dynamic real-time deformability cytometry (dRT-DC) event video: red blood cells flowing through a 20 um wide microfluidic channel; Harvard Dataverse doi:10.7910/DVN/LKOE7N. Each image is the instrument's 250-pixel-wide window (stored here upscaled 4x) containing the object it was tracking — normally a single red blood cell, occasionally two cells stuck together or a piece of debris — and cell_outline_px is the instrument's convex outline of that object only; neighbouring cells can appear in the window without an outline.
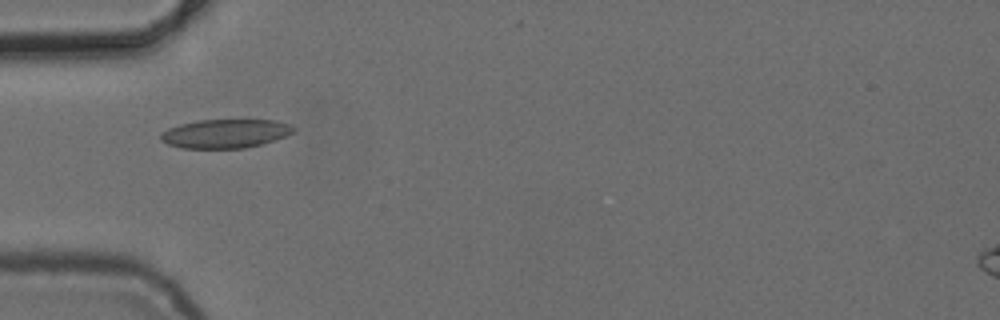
{"species": "common noctule bat (a hibernating species)", "species_latin": "Nyctalus noctula", "temperature_condition": "cold", "stored_images_in_passage": 7, "camera_frame_rate_fps": 3000, "um_per_image_px": 0.085, "animal": {"sex": "female", "body_mass_g": 24.6, "forearm_length_mm": 56.2}, "frame": {"image": 1, "passage_image": 4, "time_ms": 4.667, "image_size_px": [1000, 320], "cell_outline_px": [[296, 132], [276, 140], [244, 148], [180, 148], [168, 144], [160, 140], [160, 132], [168, 128], [180, 124], [196, 120], [276, 120], [292, 124], [296, 128]], "centroid_in_image_um": [19.17, 11.35], "position_along_channel_um": 65.8, "area_um2": 22.6}}
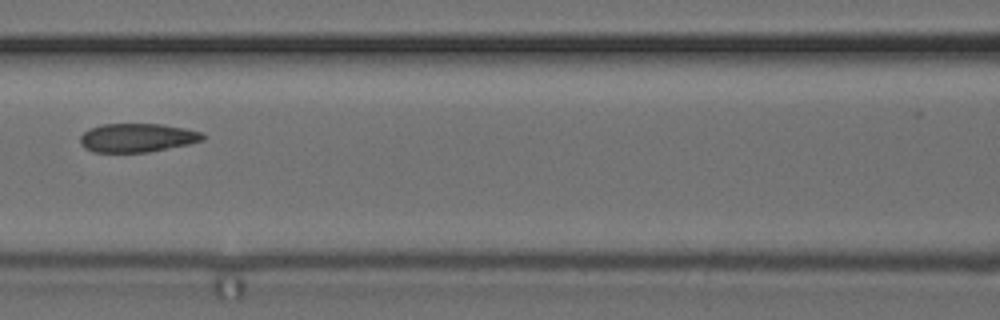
{"frame": {"image": 2, "passage_image": 6, "time_ms": 7.0, "image_size_px": [1000, 320], "cell_outline_px": [[204, 140], [188, 144], [148, 152], [92, 152], [84, 148], [80, 144], [80, 136], [88, 128], [104, 124], [164, 124], [204, 132]], "centroid_in_image_um": [11.65, 11.7], "position_along_channel_um": 154.9, "area_um2": 20.63}}
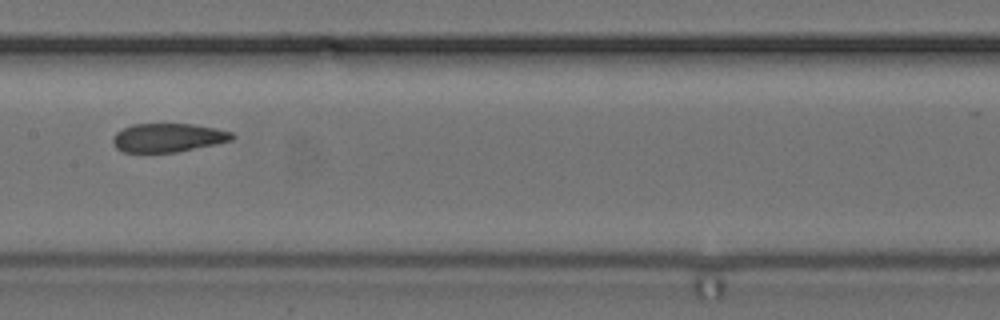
{"frame": {"image": 3, "passage_image": 7, "time_ms": 8.0, "image_size_px": [1000, 320], "cell_outline_px": [[236, 136], [232, 140], [216, 144], [176, 152], [120, 152], [112, 144], [112, 136], [116, 132], [132, 124], [196, 124], [216, 128], [232, 132]], "centroid_in_image_um": [14.27, 11.7], "position_along_channel_um": 193.1, "area_um2": 20.11}}